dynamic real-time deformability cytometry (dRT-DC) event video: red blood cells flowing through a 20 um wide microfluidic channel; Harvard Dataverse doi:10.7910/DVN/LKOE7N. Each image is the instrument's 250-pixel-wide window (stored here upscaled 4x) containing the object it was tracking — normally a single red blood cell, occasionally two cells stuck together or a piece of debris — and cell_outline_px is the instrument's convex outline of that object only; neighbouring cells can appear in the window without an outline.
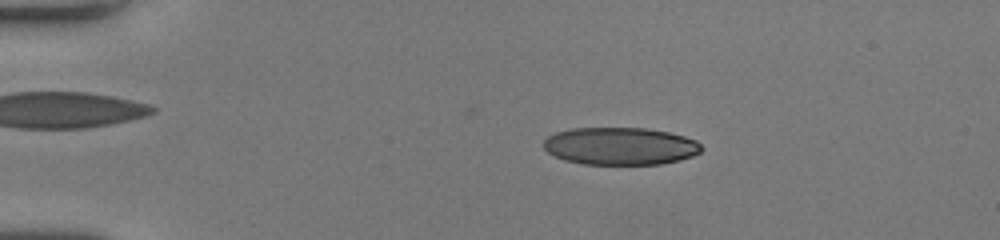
{"species": "human", "species_latin": "Homo sapiens", "temperature_condition": "room temperature", "stored_images_in_passage": 52, "camera_frame_rate_fps": 3000, "um_per_image_px": 0.085, "donor": {"sex": "female"}, "frame": {"image": 1, "passage_image": 11, "time_ms": 3.333, "image_size_px": [1000, 240], "cell_outline_px": [[704, 148], [700, 152], [692, 156], [680, 160], [660, 164], [584, 164], [564, 160], [548, 152], [544, 148], [544, 140], [548, 136], [556, 132], [572, 128], [648, 128], [668, 132], [684, 136], [696, 140]], "centroid_in_image_um": [52.74, 12.41], "position_along_channel_um": 32.3, "area_um2": 34.56}}
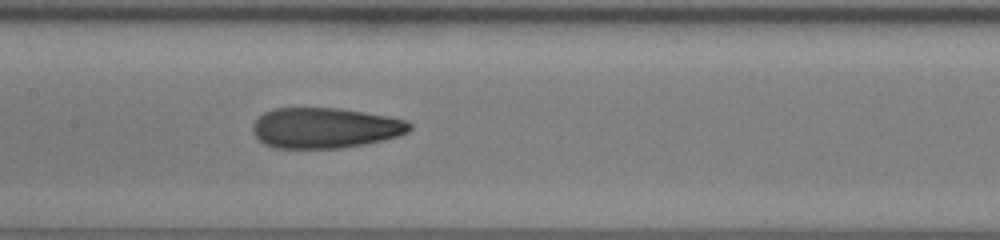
{"frame": {"image": 2, "passage_image": 27, "time_ms": 8.667, "image_size_px": [1000, 240], "cell_outline_px": [[412, 128], [408, 132], [400, 136], [384, 140], [364, 144], [340, 148], [276, 148], [264, 144], [252, 132], [252, 124], [264, 112], [272, 108], [340, 108], [388, 116], [408, 120], [412, 124]], "centroid_in_image_um": [27.65, 10.87], "position_along_channel_um": 179.7, "area_um2": 37.28}}
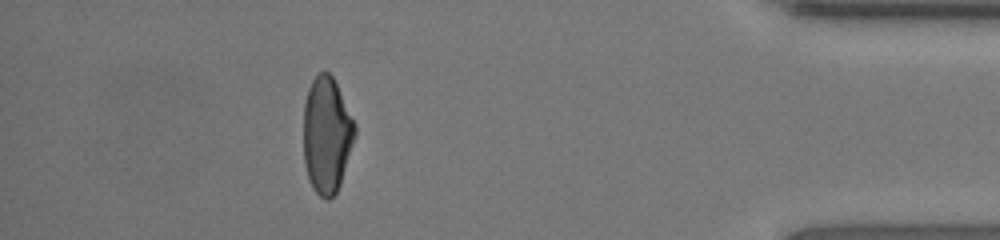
{"frame": {"image": 3, "passage_image": 47, "time_ms": 15.333, "image_size_px": [1000, 240], "cell_outline_px": [[356, 136], [340, 184], [336, 192], [328, 200], [324, 200], [312, 188], [308, 180], [304, 164], [304, 100], [308, 88], [312, 80], [320, 72], [328, 72], [332, 76], [356, 124]], "centroid_in_image_um": [27.77, 11.5], "position_along_channel_um": 407.4, "area_um2": 34.97}, "authors_computed_cell_mechanics": {"area_um2": 36.6741, "velocity_mm_per_s": 4.0787, "shape_relaxation_time_tau1_ms": 9.2309, "shape_relaxation_time_tau2_ms": 1.3471, "deformation_change_tau1": 0.2914, "deformation_change_tau2": 0.0854}}